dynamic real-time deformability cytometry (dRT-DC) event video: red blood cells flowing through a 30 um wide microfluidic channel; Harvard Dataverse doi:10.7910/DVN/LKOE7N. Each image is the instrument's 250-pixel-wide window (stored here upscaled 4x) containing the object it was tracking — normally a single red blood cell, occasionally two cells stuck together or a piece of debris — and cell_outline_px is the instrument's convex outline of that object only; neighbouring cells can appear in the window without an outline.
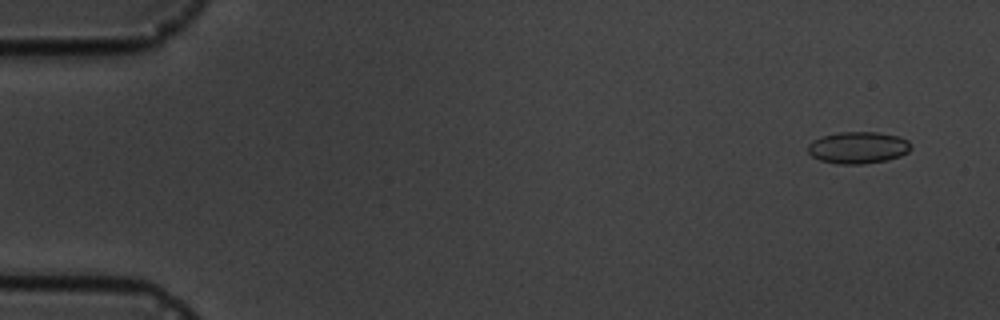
{"species": "common noctule bat (a hibernating species)", "species_latin": "Nyctalus noctula", "temperature_condition": "cold", "stored_images_in_passage": 4, "camera_frame_rate_fps": 3000, "um_per_image_px": 0.085, "animal": {"sex": "male", "body_mass_g": 19.5, "forearm_length_mm": 54.6}, "frame": {"image": 1, "passage_image": 1, "time_ms": 0.0, "image_size_px": [1000, 320], "cell_outline_px": [[912, 148], [908, 152], [900, 156], [888, 160], [864, 164], [836, 164], [820, 160], [812, 156], [808, 152], [808, 144], [812, 140], [820, 136], [836, 132], [876, 132], [896, 136], [908, 140], [912, 144]], "centroid_in_image_um": [72.92, 12.55], "position_along_channel_um": 12.1, "area_um2": 19.36}}
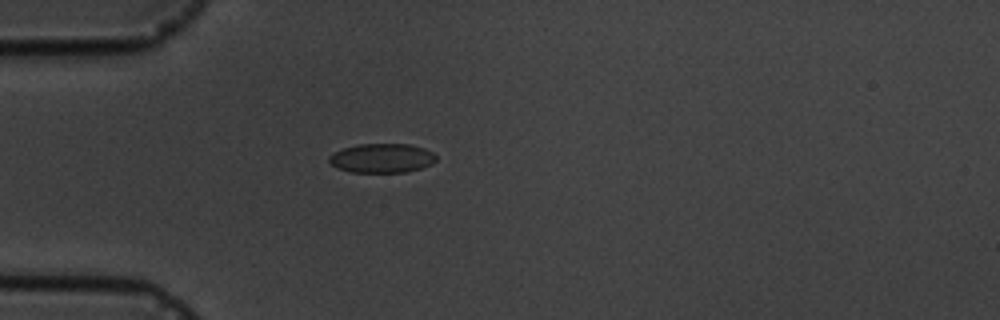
{"frame": {"image": 2, "passage_image": 4, "time_ms": 4.333, "image_size_px": [1000, 320], "cell_outline_px": [[436, 160], [432, 164], [420, 168], [404, 172], [352, 172], [340, 168], [332, 164], [328, 160], [328, 156], [332, 152], [344, 148], [360, 144], [408, 144], [424, 148], [432, 152], [436, 156]], "centroid_in_image_um": [32.46, 13.43], "position_along_channel_um": 52.5, "area_um2": 18.09}}